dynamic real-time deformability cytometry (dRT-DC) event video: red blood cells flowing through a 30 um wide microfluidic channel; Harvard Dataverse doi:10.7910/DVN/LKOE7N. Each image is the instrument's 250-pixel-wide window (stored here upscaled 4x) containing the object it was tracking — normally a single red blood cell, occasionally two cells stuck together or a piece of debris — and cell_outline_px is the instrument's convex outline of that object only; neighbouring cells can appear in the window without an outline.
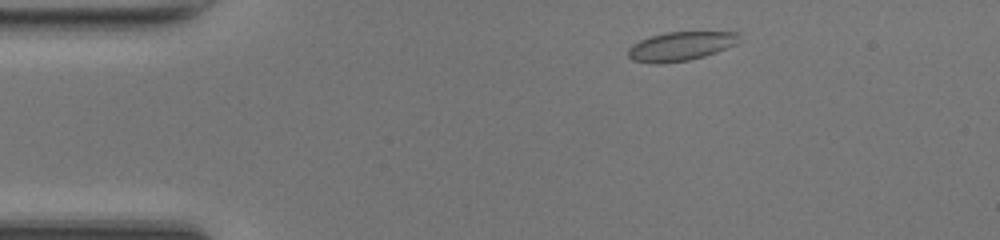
{"species": "common noctule bat (a hibernating species)", "species_latin": "Nyctalus noctula", "temperature_condition": "room temperature", "stored_images_in_passage": 44, "camera_frame_rate_fps": 3000, "um_per_image_px": 0.085, "animal": {"sex": "female", "body_mass_g": 17.0, "forearm_length_mm": 48.0}, "frame": {"image": 1, "passage_image": 3, "time_ms": 0.667, "image_size_px": [1000, 240], "cell_outline_px": [[740, 40], [736, 44], [716, 52], [704, 56], [688, 60], [660, 64], [652, 64], [632, 60], [628, 56], [628, 48], [632, 44], [640, 40], [664, 32], [740, 32]], "centroid_in_image_um": [57.84, 3.93], "position_along_channel_um": 27.2, "area_um2": 18.84}}
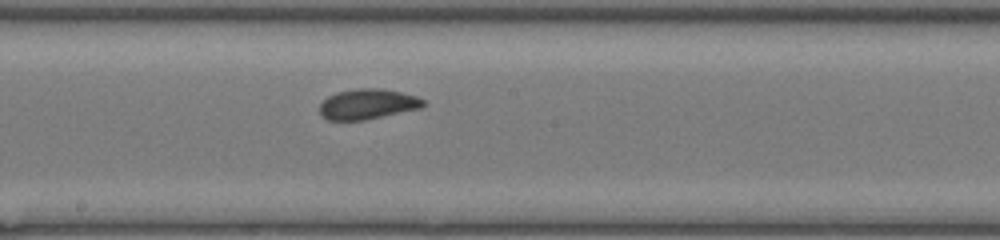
{"frame": {"image": 2, "passage_image": 21, "time_ms": 6.667, "image_size_px": [1000, 240], "cell_outline_px": [[428, 104], [420, 108], [364, 120], [328, 120], [320, 116], [320, 104], [328, 96], [336, 92], [356, 88], [380, 88], [400, 92], [416, 96], [424, 100]], "centroid_in_image_um": [31.23, 8.84], "position_along_channel_um": 217.0, "area_um2": 18.32}}
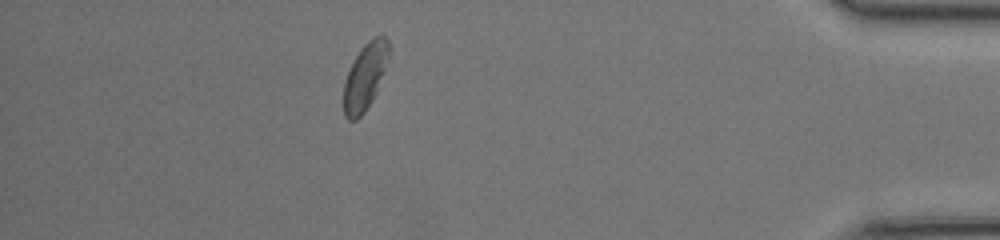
{"frame": {"image": 3, "passage_image": 38, "time_ms": 12.333, "image_size_px": [1000, 240], "cell_outline_px": [[388, 56], [376, 92], [372, 100], [364, 112], [356, 120], [348, 120], [344, 116], [344, 80], [360, 48], [372, 36], [384, 36], [388, 40]], "centroid_in_image_um": [31.0, 6.51], "position_along_channel_um": 404.2, "area_um2": 17.11}, "authors_computed_cell_mechanics": {"area_um2": 18.3226, "velocity_mm_per_s": 4.2147, "shape_relaxation_time_tau1_ms": null, "shape_relaxation_time_tau2_ms": 0.7603, "deformation_change_tau1": null, "deformation_change_tau2": 0.0444}}